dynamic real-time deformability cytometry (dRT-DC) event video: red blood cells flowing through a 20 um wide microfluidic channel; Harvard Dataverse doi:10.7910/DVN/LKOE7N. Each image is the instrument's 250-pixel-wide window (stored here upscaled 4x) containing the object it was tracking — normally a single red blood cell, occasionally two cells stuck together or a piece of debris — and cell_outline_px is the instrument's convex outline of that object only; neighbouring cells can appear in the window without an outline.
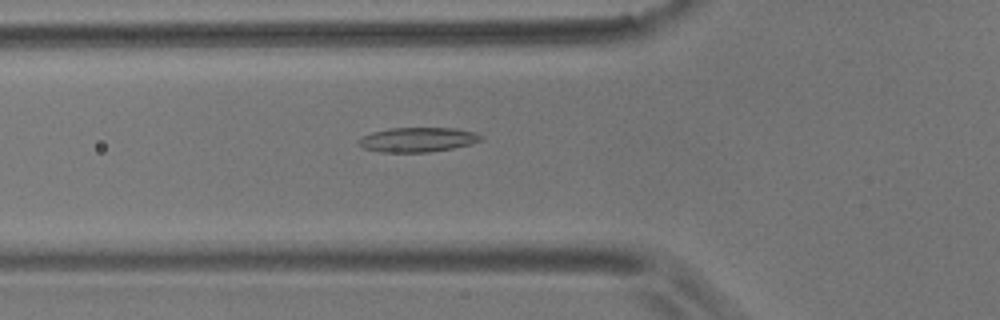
{"species": "common noctule bat (a hibernating species)", "species_latin": "Nyctalus noctula", "temperature_condition": "room temperature", "stored_images_in_passage": 49, "camera_frame_rate_fps": 3000, "um_per_image_px": 0.085, "animal": {"sex": "male", "body_mass_g": 17.9}, "frame": {"image": 1, "passage_image": 12, "time_ms": 3.667, "image_size_px": [1000, 320], "cell_outline_px": [[484, 140], [452, 148], [428, 152], [384, 152], [364, 148], [356, 144], [356, 140], [360, 136], [372, 132], [388, 128], [456, 128], [476, 132], [484, 136]], "centroid_in_image_um": [35.48, 11.86], "position_along_channel_um": 90.3, "area_um2": 17.69}}
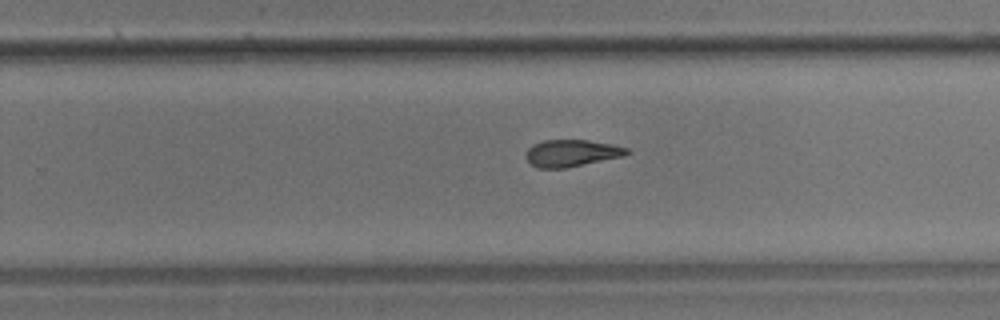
{"frame": {"image": 2, "passage_image": 28, "time_ms": 9.0, "image_size_px": [1000, 320], "cell_outline_px": [[632, 152], [624, 156], [564, 168], [536, 168], [524, 156], [528, 148], [532, 144], [544, 140], [588, 140], [612, 144], [628, 148]], "centroid_in_image_um": [48.58, 13.01], "position_along_channel_um": 281.2, "area_um2": 15.9}}
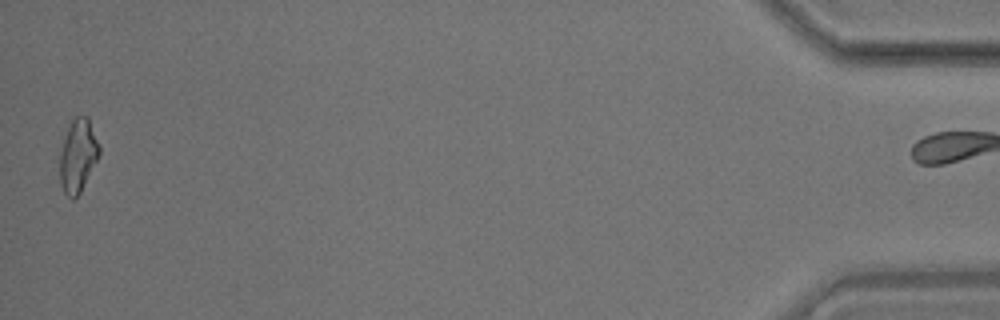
{"frame": {"image": 3, "passage_image": 48, "time_ms": 15.667, "image_size_px": [1000, 320], "cell_outline_px": [[100, 152], [80, 192], [72, 200], [64, 192], [60, 184], [60, 152], [68, 128], [72, 120], [76, 116], [88, 116], [100, 148]], "centroid_in_image_um": [6.61, 13.22], "position_along_channel_um": 428.6, "area_um2": 16.36}, "authors_computed_cell_mechanics": {"area_um2": 16.5308, "velocity_mm_per_s": 3.571, "shape_relaxation_time_tau1_ms": null, "shape_relaxation_time_tau2_ms": 5.8383, "deformation_change_tau1": null, "deformation_change_tau2": 0.1388}}